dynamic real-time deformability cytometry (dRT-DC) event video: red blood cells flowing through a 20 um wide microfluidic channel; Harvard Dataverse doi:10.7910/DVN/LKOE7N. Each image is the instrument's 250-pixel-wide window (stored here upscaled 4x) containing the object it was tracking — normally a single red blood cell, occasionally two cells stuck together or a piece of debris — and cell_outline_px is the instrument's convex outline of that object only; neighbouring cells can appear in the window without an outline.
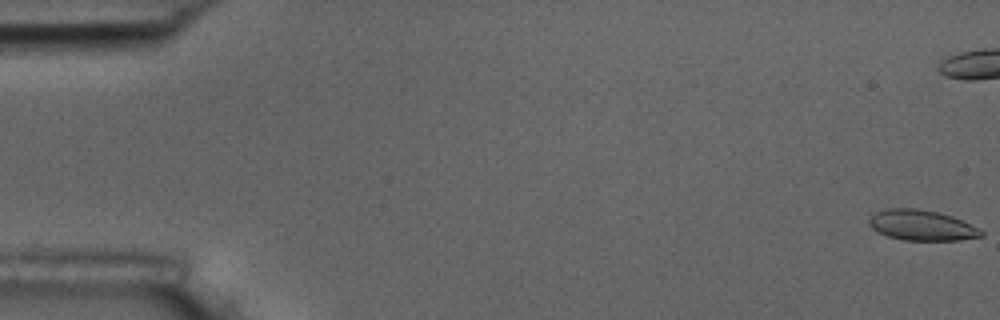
{"species": "common noctule bat (a hibernating species)", "species_latin": "Nyctalus noctula", "temperature_condition": "room temperature", "stored_images_in_passage": 56, "camera_frame_rate_fps": 3000, "um_per_image_px": 0.085, "animal": {"sex": "male", "body_mass_g": 17.5, "forearm_length_mm": 52.3}, "frame": {"image": 1, "passage_image": 1, "time_ms": 0.0, "image_size_px": [1000, 320], "cell_outline_px": [[984, 236], [960, 240], [904, 240], [888, 236], [872, 228], [868, 224], [868, 216], [884, 208], [916, 208], [936, 212], [952, 216], [984, 232]], "centroid_in_image_um": [78.29, 19.14], "position_along_channel_um": 6.7, "area_um2": 19.77}}
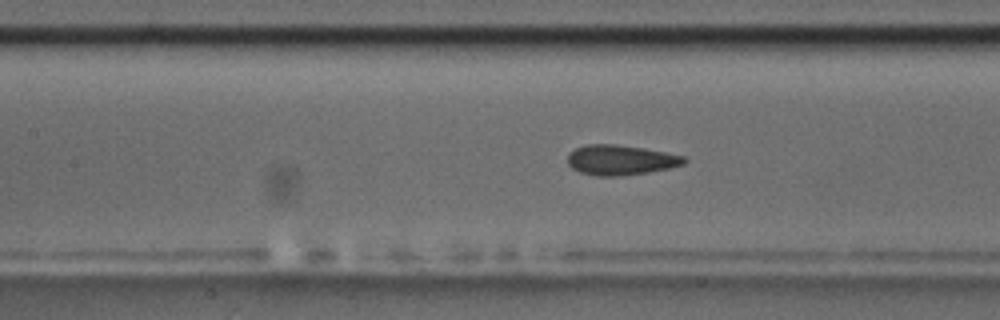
{"frame": {"image": 2, "passage_image": 25, "time_ms": 8.0, "image_size_px": [1000, 320], "cell_outline_px": [[688, 160], [684, 164], [668, 168], [648, 172], [620, 176], [596, 176], [580, 172], [572, 168], [568, 164], [568, 156], [576, 148], [588, 144], [616, 144], [644, 148], [684, 156]], "centroid_in_image_um": [52.76, 13.6], "position_along_channel_um": 154.6, "area_um2": 20.29}}
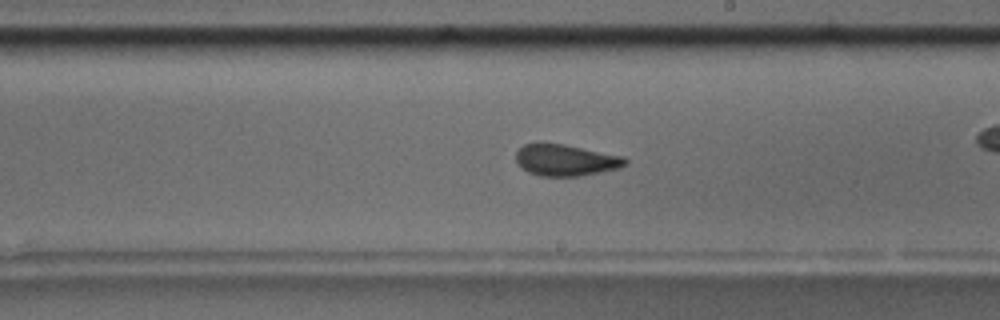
{"frame": {"image": 3, "passage_image": 32, "time_ms": 10.333, "image_size_px": [1000, 320], "cell_outline_px": [[628, 164], [620, 168], [580, 176], [540, 176], [528, 172], [516, 160], [516, 152], [524, 144], [564, 144], [624, 156], [628, 160]], "centroid_in_image_um": [48.14, 13.62], "position_along_channel_um": 240.9, "area_um2": 19.88}, "authors_computed_cell_mechanics": {"area_um2": 20.0566, "velocity_mm_per_s": 3.7243, "shape_relaxation_time_tau1_ms": 6.3727, "shape_relaxation_time_tau2_ms": 0.9668, "deformation_change_tau1": 0.1349, "deformation_change_tau2": 0.0538}}